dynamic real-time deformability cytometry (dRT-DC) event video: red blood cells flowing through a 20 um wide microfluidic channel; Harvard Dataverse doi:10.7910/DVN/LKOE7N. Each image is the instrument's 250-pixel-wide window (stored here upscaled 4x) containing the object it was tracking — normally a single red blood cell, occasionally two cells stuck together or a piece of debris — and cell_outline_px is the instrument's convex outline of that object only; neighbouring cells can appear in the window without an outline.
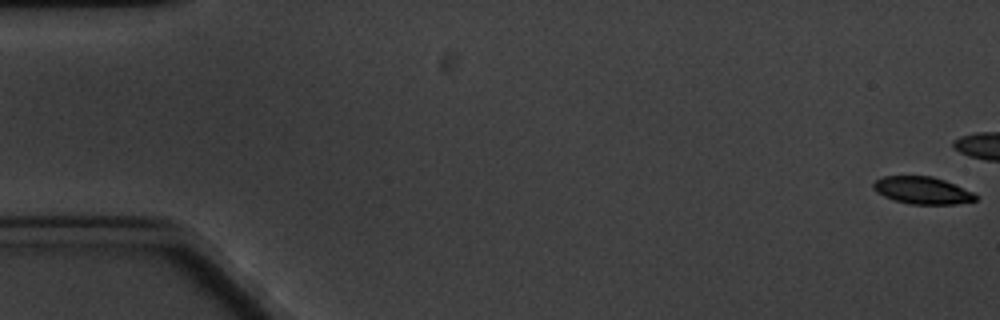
{"species": "common noctule bat (a hibernating species)", "species_latin": "Nyctalus noctula", "temperature_condition": "cold", "stored_images_in_passage": 6, "segment_of_instrument_passage": [2, 2], "camera_frame_rate_fps": 3000, "um_per_image_px": 0.085, "animal": {"sex": "male", "body_mass_g": 20.1, "forearm_length_mm": 53.5}, "frame": {"image": 1, "passage_image": 6, "time_ms": 7.0, "image_size_px": [1000, 320], "cell_outline_px": [[980, 196], [976, 200], [956, 204], [908, 204], [884, 196], [876, 192], [872, 188], [872, 184], [876, 180], [884, 176], [932, 176], [956, 184]], "centroid_in_image_um": [78.41, 16.18], "position_along_channel_um": 6.6, "area_um2": 16.3}}